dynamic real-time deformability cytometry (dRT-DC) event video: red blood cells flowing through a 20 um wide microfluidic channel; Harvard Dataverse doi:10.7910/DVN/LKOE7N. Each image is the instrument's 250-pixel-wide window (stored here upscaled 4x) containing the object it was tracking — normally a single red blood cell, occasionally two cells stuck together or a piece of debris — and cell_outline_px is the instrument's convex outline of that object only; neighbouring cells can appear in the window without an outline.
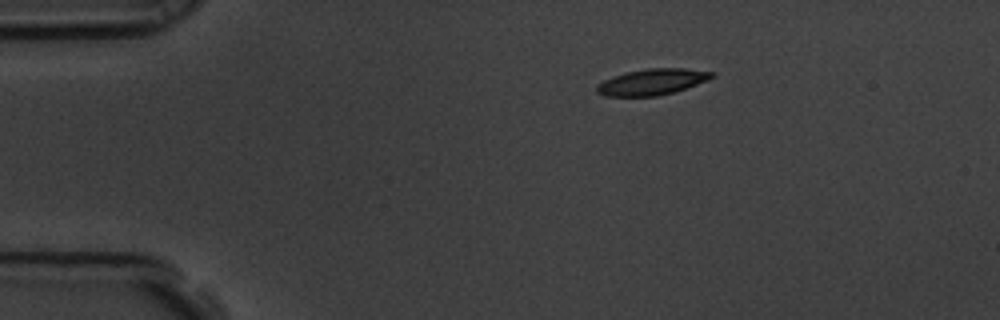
{"species": "common noctule bat (a hibernating species)", "species_latin": "Nyctalus noctula", "temperature_condition": "room temperature", "stored_images_in_passage": 48, "camera_frame_rate_fps": 3000, "um_per_image_px": 0.085, "animal": {"sex": "male", "body_mass_g": 19.5, "forearm_length_mm": 54.6}, "frame": {"image": 1, "passage_image": 1, "time_ms": 0.0, "image_size_px": [1000, 320], "cell_outline_px": [[716, 76], [708, 80], [672, 92], [656, 96], [604, 96], [596, 92], [596, 84], [612, 76], [628, 72], [648, 68], [684, 68], [716, 72]], "centroid_in_image_um": [55.42, 6.95], "position_along_channel_um": 29.6, "area_um2": 17.46}}
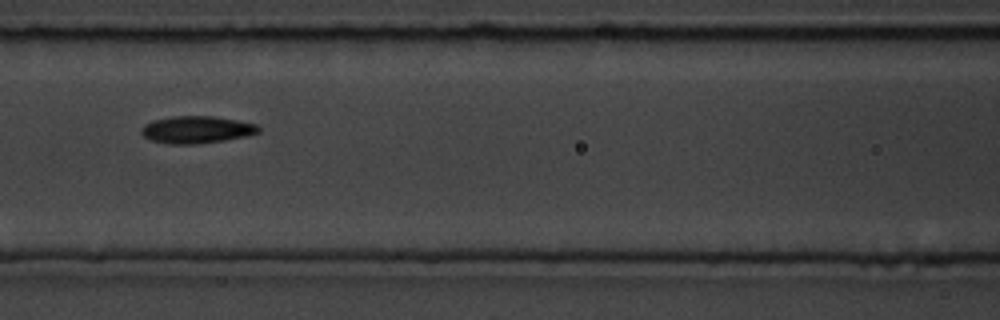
{"frame": {"image": 2, "passage_image": 16, "time_ms": 5.0, "image_size_px": [1000, 320], "cell_outline_px": [[260, 132], [244, 136], [224, 140], [200, 144], [168, 144], [152, 140], [144, 136], [140, 132], [140, 128], [144, 124], [152, 120], [172, 116], [212, 116], [236, 120], [256, 124], [260, 128]], "centroid_in_image_um": [16.67, 11.02], "position_along_channel_um": 149.9, "area_um2": 18.61}}
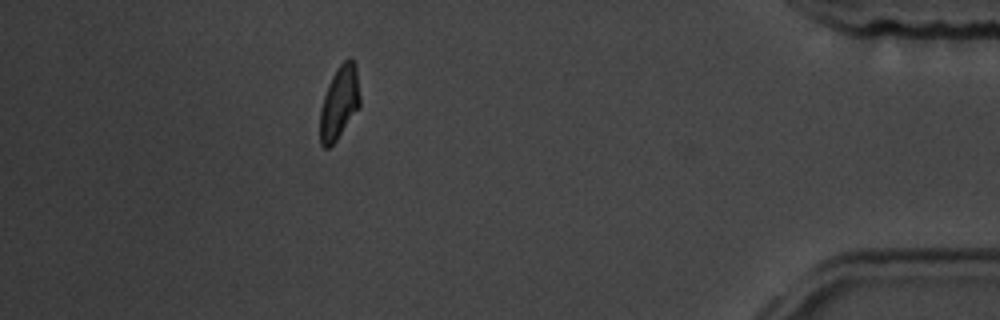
{"frame": {"image": 3, "passage_image": 42, "time_ms": 13.667, "image_size_px": [1000, 320], "cell_outline_px": [[360, 108], [336, 140], [328, 148], [324, 148], [320, 144], [320, 108], [328, 84], [336, 68], [348, 56], [352, 56], [356, 64], [360, 96]], "centroid_in_image_um": [28.86, 8.68], "position_along_channel_um": 406.3, "area_um2": 17.34}, "authors_computed_cell_mechanics": {"area_um2": 17.4845, "velocity_mm_per_s": 3.5438, "shape_relaxation_time_tau1_ms": 5.2956, "shape_relaxation_time_tau2_ms": 3.4876, "deformation_change_tau1": 0.1513, "deformation_change_tau2": 0.0923}}